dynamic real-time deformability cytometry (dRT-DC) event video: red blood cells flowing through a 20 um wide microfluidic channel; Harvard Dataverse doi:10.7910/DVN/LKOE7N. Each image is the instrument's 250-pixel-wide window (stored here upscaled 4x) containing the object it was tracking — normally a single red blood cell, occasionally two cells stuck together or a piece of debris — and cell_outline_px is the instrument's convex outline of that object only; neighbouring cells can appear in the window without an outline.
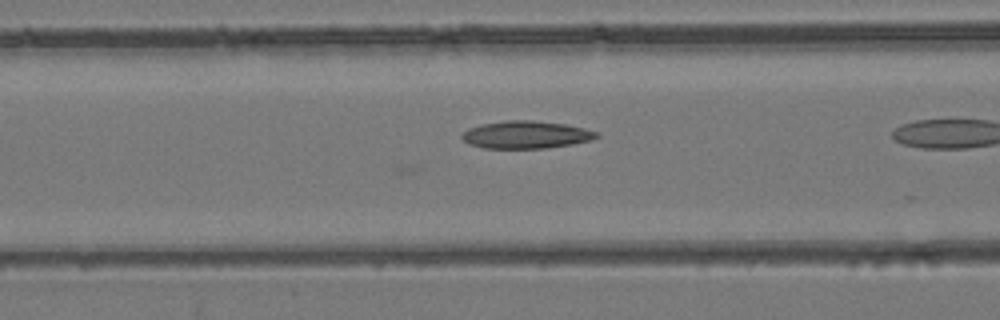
{"species": "common noctule bat (a hibernating species)", "species_latin": "Nyctalus noctula", "temperature_condition": "room temperature", "stored_images_in_passage": 10, "camera_frame_rate_fps": 3000, "um_per_image_px": 0.085, "animal": {"sex": "female", "body_mass_g": 24.6, "forearm_length_mm": 56.2}, "frame": {"image": 1, "passage_image": 6, "time_ms": 1.667, "image_size_px": [1000, 320], "cell_outline_px": [[600, 136], [592, 140], [572, 144], [544, 148], [484, 148], [468, 144], [460, 136], [468, 128], [484, 124], [508, 120], [532, 120], [564, 124], [584, 128], [600, 132]], "centroid_in_image_um": [44.74, 11.45], "position_along_channel_um": 121.9, "area_um2": 21.56}}